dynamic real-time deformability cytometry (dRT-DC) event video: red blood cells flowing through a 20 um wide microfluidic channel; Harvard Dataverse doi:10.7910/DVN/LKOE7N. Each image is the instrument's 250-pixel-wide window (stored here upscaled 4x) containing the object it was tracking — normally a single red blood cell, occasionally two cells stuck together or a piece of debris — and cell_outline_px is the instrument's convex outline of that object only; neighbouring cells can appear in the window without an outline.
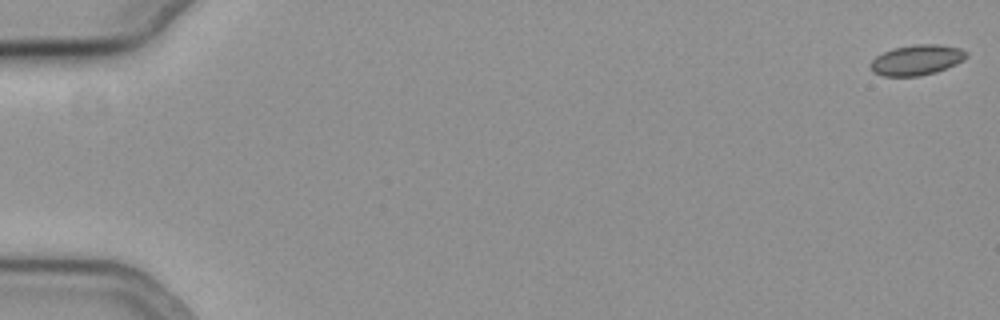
{"species": "common noctule bat (a hibernating species)", "species_latin": "Nyctalus noctula", "temperature_condition": "cold", "stored_images_in_passage": 53, "camera_frame_rate_fps": 3000, "um_per_image_px": 0.085, "animal": {"sex": "female", "body_mass_g": 19.3, "forearm_length_mm": 54.1}, "frame": {"image": 1, "passage_image": 1, "time_ms": 0.0, "image_size_px": [1000, 320], "cell_outline_px": [[968, 56], [964, 60], [956, 64], [936, 72], [920, 76], [884, 76], [872, 72], [868, 68], [868, 64], [876, 56], [892, 48], [916, 44], [940, 44], [960, 48], [968, 52]], "centroid_in_image_um": [77.91, 5.1], "position_along_channel_um": 7.1, "area_um2": 17.22}}
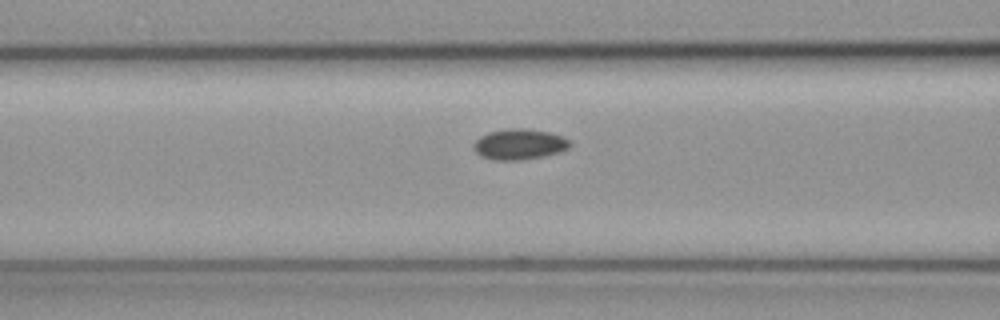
{"frame": {"image": 2, "passage_image": 24, "time_ms": 7.667, "image_size_px": [1000, 320], "cell_outline_px": [[572, 144], [568, 148], [560, 152], [544, 156], [520, 160], [496, 160], [480, 156], [472, 148], [472, 144], [480, 136], [488, 132], [508, 128], [524, 128], [548, 132], [564, 136]], "centroid_in_image_um": [44.13, 12.26], "position_along_channel_um": 122.5, "area_um2": 17.34}}
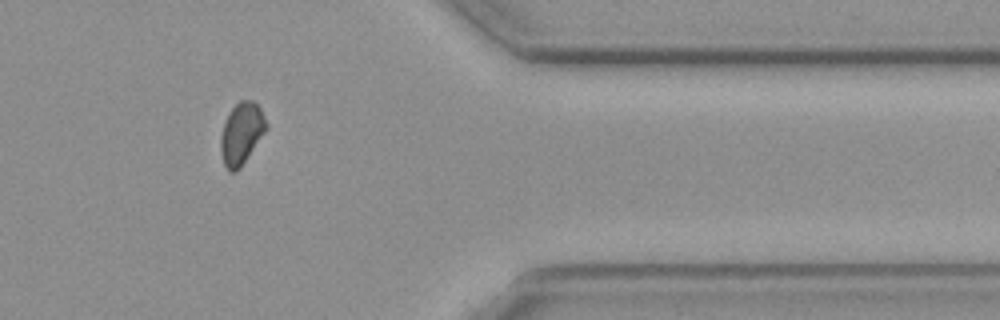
{"frame": {"image": 3, "passage_image": 47, "time_ms": 15.333, "image_size_px": [1000, 320], "cell_outline_px": [[268, 128], [240, 168], [236, 172], [228, 172], [224, 164], [220, 148], [220, 136], [224, 120], [228, 112], [240, 100], [252, 100], [260, 108], [268, 124]], "centroid_in_image_um": [20.51, 11.35], "position_along_channel_um": 390.9, "area_um2": 16.53}}